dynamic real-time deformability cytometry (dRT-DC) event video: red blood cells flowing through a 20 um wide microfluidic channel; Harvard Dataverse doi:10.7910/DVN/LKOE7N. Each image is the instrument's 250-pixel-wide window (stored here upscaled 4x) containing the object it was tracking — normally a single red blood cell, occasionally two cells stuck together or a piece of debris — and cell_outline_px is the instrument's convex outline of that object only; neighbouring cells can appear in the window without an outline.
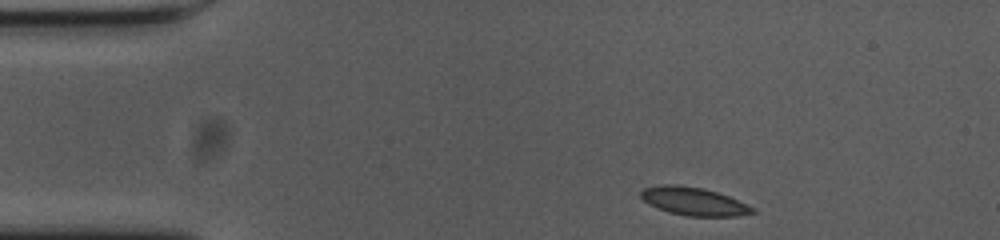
{"species": "common noctule bat (a hibernating species)", "species_latin": "Nyctalus noctula", "temperature_condition": "cold", "stored_images_in_passage": 48, "camera_frame_rate_fps": 3000, "um_per_image_px": 0.085, "animal": {"sex": "female", "body_mass_g": 23.0, "forearm_length_mm": 53.4}, "frame": {"image": 1, "passage_image": 1, "time_ms": 0.0, "image_size_px": [1000, 240], "cell_outline_px": [[756, 212], [736, 216], [688, 216], [668, 212], [648, 204], [640, 196], [640, 192], [644, 188], [664, 184], [676, 184], [704, 188], [728, 196], [756, 208]], "centroid_in_image_um": [58.96, 17.11], "position_along_channel_um": 26.0, "area_um2": 18.26}}
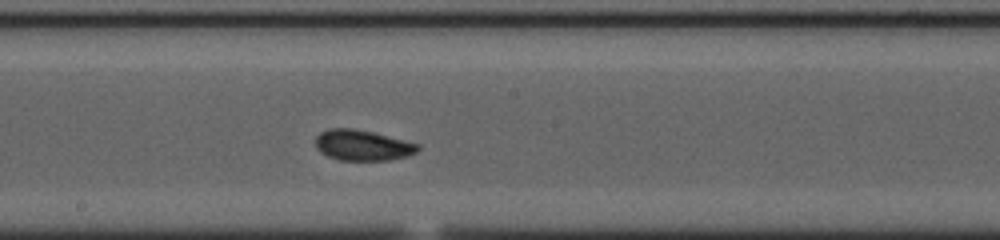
{"frame": {"image": 2, "passage_image": 22, "time_ms": 7.0, "image_size_px": [1000, 240], "cell_outline_px": [[420, 148], [416, 152], [408, 156], [388, 160], [340, 160], [328, 156], [320, 152], [316, 148], [316, 136], [320, 132], [328, 128], [352, 128], [372, 132], [420, 144]], "centroid_in_image_um": [30.8, 12.34], "position_along_channel_um": 217.4, "area_um2": 18.26}}
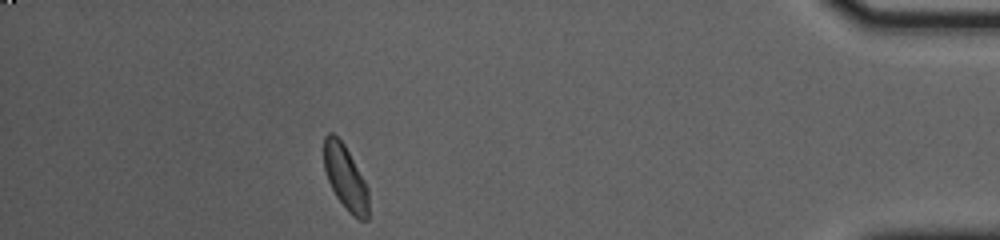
{"frame": {"image": 3, "passage_image": 42, "time_ms": 13.667, "image_size_px": [1000, 240], "cell_outline_px": [[368, 220], [360, 220], [352, 216], [348, 212], [336, 196], [328, 180], [324, 168], [324, 136], [328, 132], [332, 132], [344, 144], [364, 180], [368, 188]], "centroid_in_image_um": [29.36, 15.1], "position_along_channel_um": 405.8, "area_um2": 16.7}, "authors_computed_cell_mechanics": {"area_um2": 17.918, "velocity_mm_per_s": 3.6245, "shape_relaxation_time_tau1_ms": 6.0928, "shape_relaxation_time_tau2_ms": 1.8177, "deformation_change_tau1": 0.1162, "deformation_change_tau2": 0.0607}}